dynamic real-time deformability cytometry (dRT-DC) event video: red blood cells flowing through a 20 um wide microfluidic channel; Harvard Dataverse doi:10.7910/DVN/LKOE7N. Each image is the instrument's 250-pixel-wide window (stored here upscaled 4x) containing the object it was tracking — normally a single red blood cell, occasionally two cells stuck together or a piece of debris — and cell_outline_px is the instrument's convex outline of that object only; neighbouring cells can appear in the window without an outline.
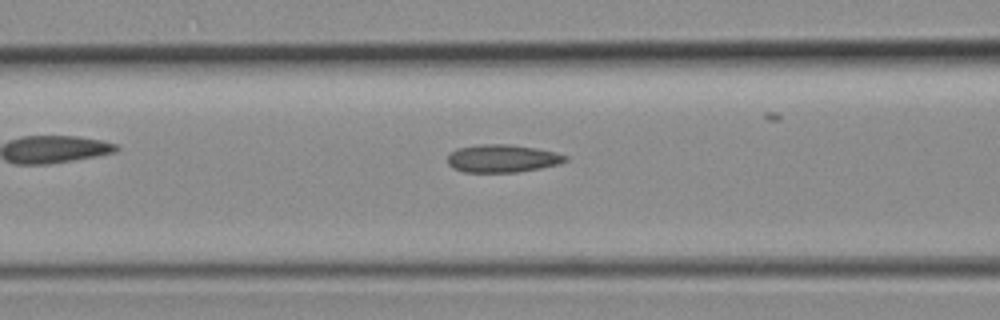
{"species": "common noctule bat (a hibernating species)", "species_latin": "Nyctalus noctula", "temperature_condition": "room temperature", "stored_images_in_passage": 5, "camera_frame_rate_fps": 3000, "um_per_image_px": 0.085, "animal": {"sex": "female", "body_mass_g": 19.3, "forearm_length_mm": 54.1}, "frame": {"image": 1, "passage_image": 5, "time_ms": 1.333, "image_size_px": [1000, 320], "cell_outline_px": [[568, 160], [560, 164], [520, 172], [464, 172], [452, 168], [448, 164], [448, 156], [456, 148], [484, 144], [504, 144], [536, 148], [556, 152], [568, 156]], "centroid_in_image_um": [42.72, 13.48], "position_along_channel_um": 123.9, "area_um2": 19.13}}